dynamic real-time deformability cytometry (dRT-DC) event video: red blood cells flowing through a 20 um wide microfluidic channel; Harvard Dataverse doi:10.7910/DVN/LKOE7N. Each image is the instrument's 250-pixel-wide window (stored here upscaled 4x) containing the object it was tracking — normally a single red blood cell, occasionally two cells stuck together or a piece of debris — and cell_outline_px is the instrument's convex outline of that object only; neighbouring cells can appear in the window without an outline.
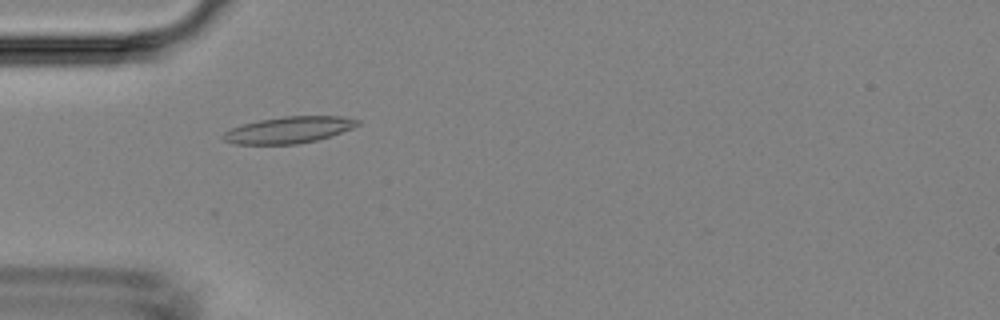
{"species": "Egyptian fruit bat (a non-hibernating species)", "species_latin": "Rousettus aegyptiacus", "temperature_condition": "room temperature", "stored_images_in_passage": 5, "camera_frame_rate_fps": 3000, "um_per_image_px": 0.085, "animal": {"sex": "female"}, "frame": {"image": 1, "passage_image": 4, "time_ms": 3.667, "image_size_px": [1000, 320], "cell_outline_px": [[360, 124], [352, 128], [316, 140], [296, 144], [236, 144], [224, 140], [220, 136], [224, 132], [232, 128], [244, 124], [260, 120], [284, 116], [340, 116], [360, 120]], "centroid_in_image_um": [24.53, 11.04], "position_along_channel_um": 60.5, "area_um2": 20.52}}